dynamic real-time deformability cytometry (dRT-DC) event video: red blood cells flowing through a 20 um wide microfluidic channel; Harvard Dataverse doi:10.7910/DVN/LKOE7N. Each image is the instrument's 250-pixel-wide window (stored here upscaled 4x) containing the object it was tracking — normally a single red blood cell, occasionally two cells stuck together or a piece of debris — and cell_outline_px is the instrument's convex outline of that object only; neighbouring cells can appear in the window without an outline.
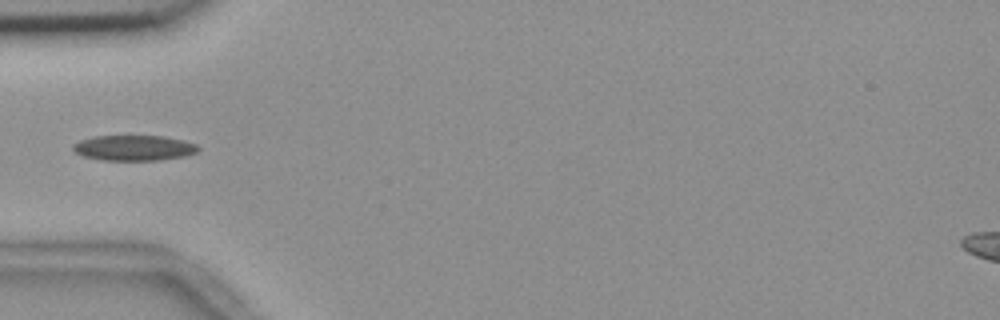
{"species": "common noctule bat (a hibernating species)", "species_latin": "Nyctalus noctula", "temperature_condition": "room temperature", "stored_images_in_passage": 32, "camera_frame_rate_fps": 3000, "um_per_image_px": 0.085, "animal": {"sex": "female", "body_mass_g": 18.4}, "frame": {"image": 1, "passage_image": 1, "time_ms": 0.0, "image_size_px": [1000, 320], "cell_outline_px": [[200, 148], [196, 152], [184, 156], [156, 160], [100, 160], [84, 156], [76, 152], [72, 148], [72, 144], [80, 140], [92, 136], [164, 136], [184, 140], [196, 144]], "centroid_in_image_um": [11.37, 12.56], "position_along_channel_um": 73.6, "area_um2": 18.5}}
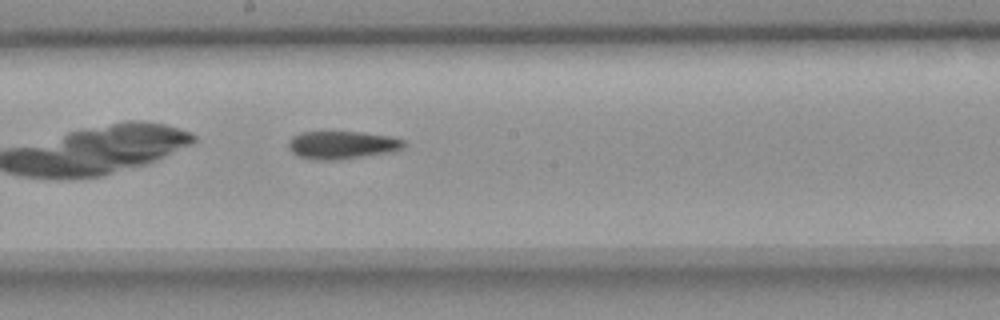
{"frame": {"image": 2, "passage_image": 12, "time_ms": 3.667, "image_size_px": [1000, 320], "cell_outline_px": [[408, 144], [404, 148], [396, 152], [340, 160], [312, 160], [300, 156], [292, 152], [288, 148], [288, 144], [292, 136], [300, 132], [360, 132], [392, 136], [404, 140]], "centroid_in_image_um": [29.15, 12.33], "position_along_channel_um": 219.1, "area_um2": 19.25}}
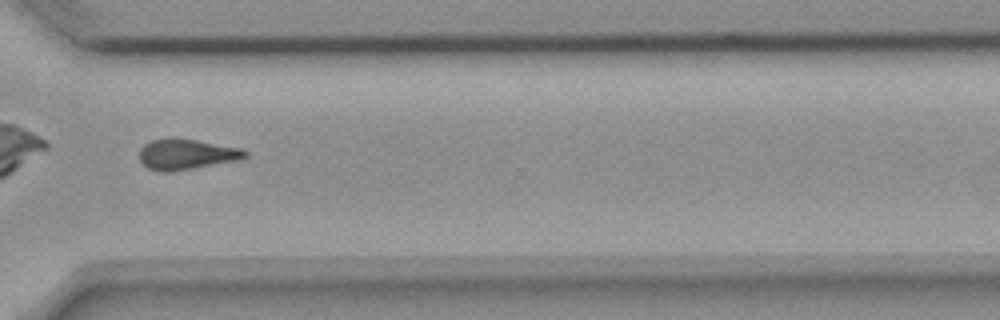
{"frame": {"image": 3, "passage_image": 23, "time_ms": 7.333, "image_size_px": [1000, 320], "cell_outline_px": [[248, 156], [236, 160], [172, 172], [160, 172], [148, 168], [140, 160], [140, 148], [144, 144], [152, 140], [172, 136], [244, 148], [248, 152]], "centroid_in_image_um": [15.84, 13.09], "position_along_channel_um": 354.8, "area_um2": 19.02}}